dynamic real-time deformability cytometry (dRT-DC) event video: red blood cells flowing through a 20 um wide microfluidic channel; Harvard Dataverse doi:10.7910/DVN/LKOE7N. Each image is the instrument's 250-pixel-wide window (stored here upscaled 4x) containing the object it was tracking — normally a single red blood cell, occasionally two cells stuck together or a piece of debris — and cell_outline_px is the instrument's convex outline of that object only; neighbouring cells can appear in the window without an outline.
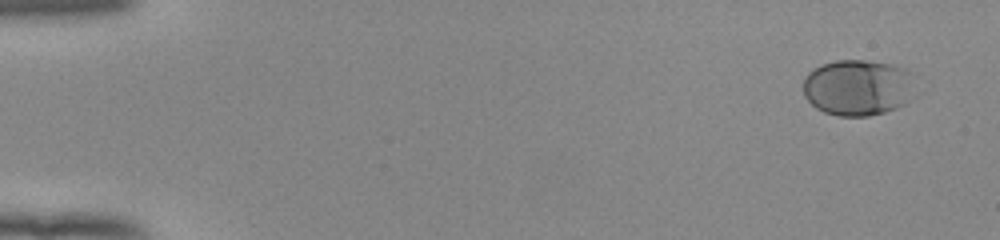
{"species": "human", "species_latin": "Homo sapiens", "temperature_condition": "room temperature", "stored_images_in_passage": 49, "camera_frame_rate_fps": 3000, "um_per_image_px": 0.085, "donor": {"sex": "female"}, "frame": {"image": 1, "passage_image": 1, "time_ms": 0.0, "image_size_px": [1000, 240], "cell_outline_px": [[916, 96], [912, 100], [896, 108], [884, 112], [868, 116], [836, 116], [824, 112], [816, 108], [804, 96], [804, 76], [812, 68], [820, 64], [836, 60], [864, 60], [892, 64], [916, 72]], "centroid_in_image_um": [73.0, 7.43], "position_along_channel_um": 12.0, "area_um2": 37.86}}
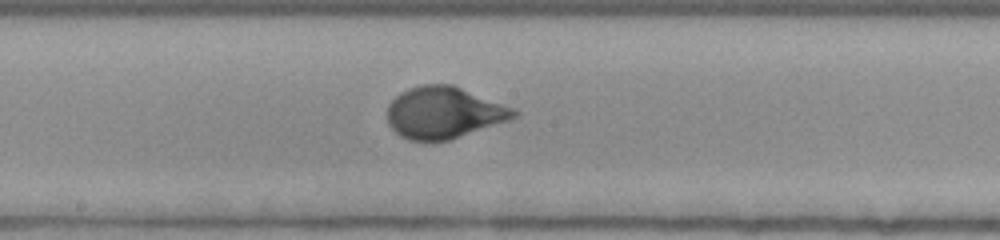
{"frame": {"image": 2, "passage_image": 28, "time_ms": 9.0, "image_size_px": [1000, 240], "cell_outline_px": [[520, 112], [516, 116], [508, 120], [448, 140], [408, 140], [400, 136], [388, 124], [388, 104], [400, 92], [408, 88], [420, 84], [452, 84], [512, 108]], "centroid_in_image_um": [37.68, 9.56], "position_along_channel_um": 210.5, "area_um2": 37.63}}
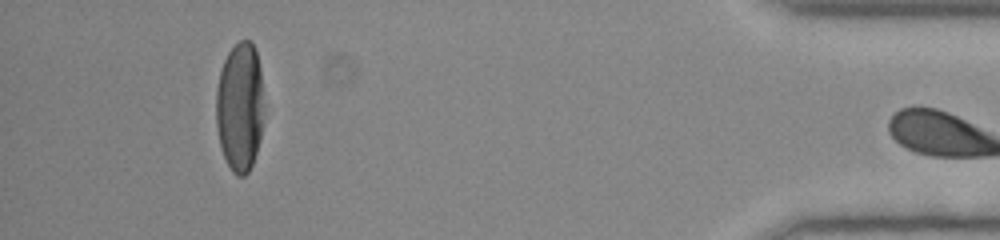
{"frame": {"image": 3, "passage_image": 48, "time_ms": 15.667, "image_size_px": [1000, 240], "cell_outline_px": [[264, 104], [260, 136], [256, 152], [252, 164], [248, 172], [244, 176], [236, 176], [232, 172], [220, 148], [216, 128], [216, 88], [220, 72], [224, 60], [228, 52], [240, 40], [248, 40], [256, 48], [260, 68]], "centroid_in_image_um": [20.38, 9.09], "position_along_channel_um": 414.8, "area_um2": 36.3}}